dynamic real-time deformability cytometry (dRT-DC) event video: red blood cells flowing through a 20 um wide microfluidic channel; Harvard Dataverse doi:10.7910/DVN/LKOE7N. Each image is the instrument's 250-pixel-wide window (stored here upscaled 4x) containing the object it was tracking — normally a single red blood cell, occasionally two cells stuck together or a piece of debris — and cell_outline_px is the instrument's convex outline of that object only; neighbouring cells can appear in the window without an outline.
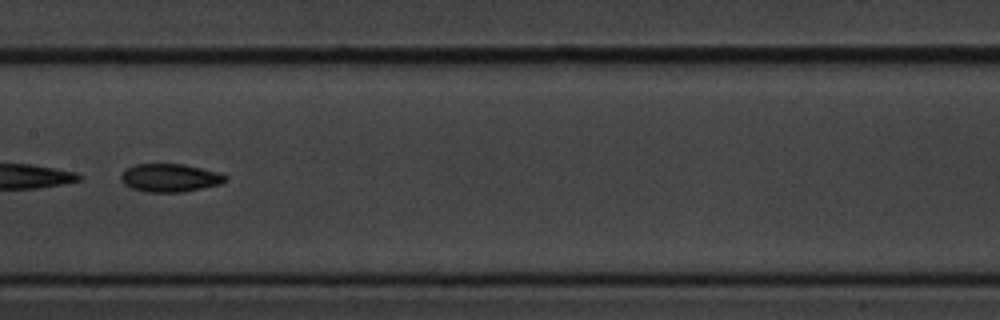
{"species": "common noctule bat (a hibernating species)", "species_latin": "Nyctalus noctula", "temperature_condition": "cold", "stored_images_in_passage": 47, "camera_frame_rate_fps": 3000, "um_per_image_px": 0.085, "animal": {"sex": "male", "body_mass_g": 20.1, "forearm_length_mm": 53.5}, "frame": {"image": 1, "passage_image": 21, "time_ms": 6.667, "image_size_px": [1000, 320], "cell_outline_px": [[228, 180], [220, 184], [184, 192], [144, 192], [132, 188], [124, 184], [120, 180], [120, 176], [128, 168], [136, 164], [184, 164], [220, 172], [228, 176]], "centroid_in_image_um": [14.48, 15.12], "position_along_channel_um": 192.9, "area_um2": 17.22}}
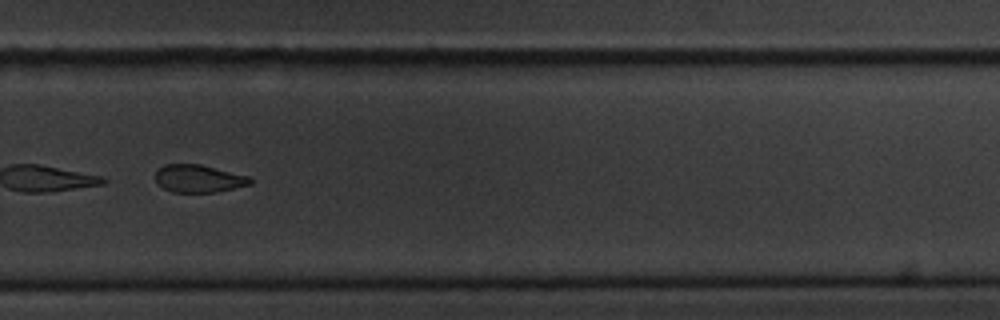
{"frame": {"image": 2, "passage_image": 31, "time_ms": 10.0, "image_size_px": [1000, 320], "cell_outline_px": [[252, 184], [216, 192], [172, 192], [156, 184], [156, 172], [164, 164], [200, 164], [248, 176], [252, 180]], "centroid_in_image_um": [16.87, 15.18], "position_along_channel_um": 312.9, "area_um2": 15.2}}
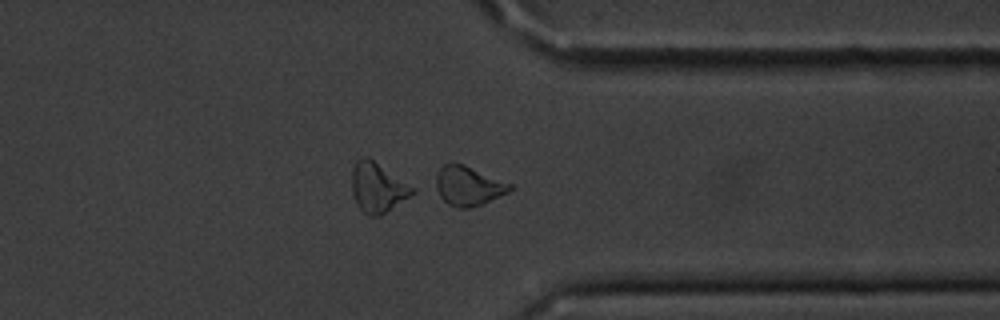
{"frame": {"image": 3, "passage_image": 36, "time_ms": 11.667, "image_size_px": [1000, 320], "cell_outline_px": [[512, 188], [508, 192], [480, 204], [468, 208], [460, 208], [448, 204], [432, 188], [436, 176], [440, 168], [444, 164], [464, 164], [512, 184]], "centroid_in_image_um": [39.75, 15.79], "position_along_channel_um": 371.7, "area_um2": 16.88}, "authors_computed_cell_mechanics": {"area_um2": 17.2822, "velocity_mm_per_s": 3.6145, "shape_relaxation_time_tau1_ms": 6.7271, "shape_relaxation_time_tau2_ms": 6.2712, "deformation_change_tau1": 0.1323, "deformation_change_tau2": 0.1274}}